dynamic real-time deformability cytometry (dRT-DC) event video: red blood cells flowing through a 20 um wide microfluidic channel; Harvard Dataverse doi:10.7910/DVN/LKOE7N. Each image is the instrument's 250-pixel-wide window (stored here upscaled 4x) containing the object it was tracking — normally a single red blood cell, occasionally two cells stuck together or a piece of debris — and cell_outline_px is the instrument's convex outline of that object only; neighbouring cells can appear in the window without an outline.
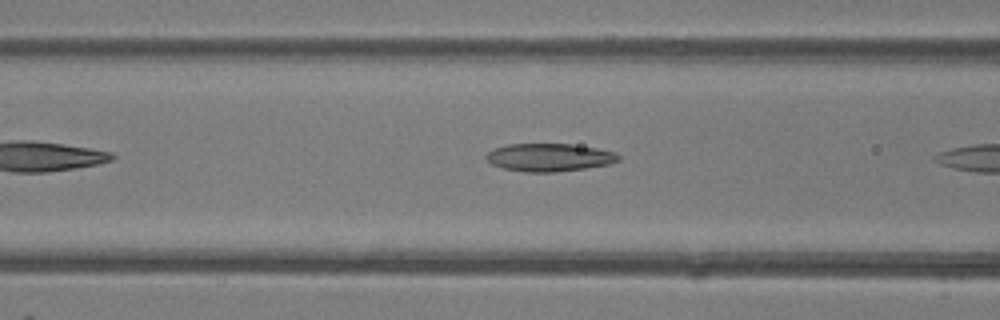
{"species": "common noctule bat (a hibernating species)", "species_latin": "Nyctalus noctula", "temperature_condition": "room temperature", "stored_images_in_passage": 6, "camera_frame_rate_fps": 3000, "um_per_image_px": 0.085, "animal": {"sex": "female"}, "frame": {"image": 1, "passage_image": 5, "time_ms": 1.333, "image_size_px": [1000, 320], "cell_outline_px": [[620, 160], [608, 164], [584, 168], [556, 172], [524, 172], [504, 168], [492, 164], [484, 156], [488, 152], [496, 148], [508, 144], [572, 144], [596, 148], [616, 152], [620, 156]], "centroid_in_image_um": [46.7, 13.37], "position_along_channel_um": 119.9, "area_um2": 21.39}}